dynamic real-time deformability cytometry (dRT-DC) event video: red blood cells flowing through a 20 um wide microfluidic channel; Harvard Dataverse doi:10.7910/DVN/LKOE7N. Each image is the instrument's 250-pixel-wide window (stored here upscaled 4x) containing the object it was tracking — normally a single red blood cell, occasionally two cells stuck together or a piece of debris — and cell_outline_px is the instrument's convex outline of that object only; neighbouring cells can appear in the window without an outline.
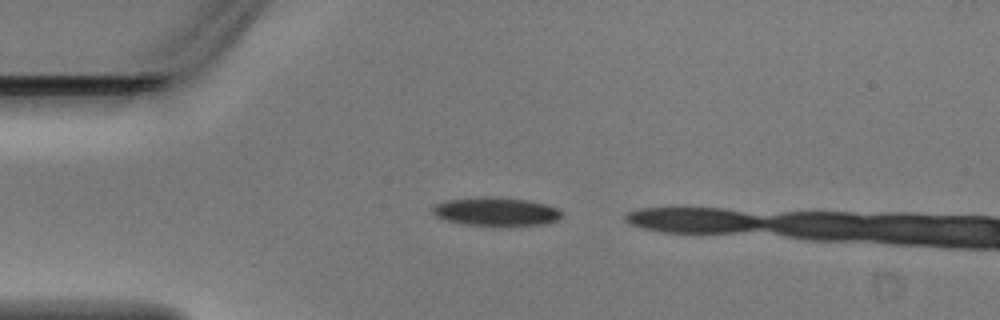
{"species": "Egyptian fruit bat (a non-hibernating species)", "species_latin": "Rousettus aegyptiacus", "temperature_condition": "warm", "stored_images_in_passage": 2, "camera_frame_rate_fps": 3000, "um_per_image_px": 0.085, "animal": {"sex": "male"}, "frame": {"image": 1, "passage_image": 1, "time_ms": 0.0, "image_size_px": [1000, 320], "cell_outline_px": [[564, 216], [548, 224], [464, 224], [448, 220], [436, 216], [432, 212], [432, 208], [436, 204], [444, 200], [476, 196], [496, 196], [528, 200], [560, 208], [564, 212]], "centroid_in_image_um": [42.19, 17.94], "position_along_channel_um": 42.8, "area_um2": 21.39}}